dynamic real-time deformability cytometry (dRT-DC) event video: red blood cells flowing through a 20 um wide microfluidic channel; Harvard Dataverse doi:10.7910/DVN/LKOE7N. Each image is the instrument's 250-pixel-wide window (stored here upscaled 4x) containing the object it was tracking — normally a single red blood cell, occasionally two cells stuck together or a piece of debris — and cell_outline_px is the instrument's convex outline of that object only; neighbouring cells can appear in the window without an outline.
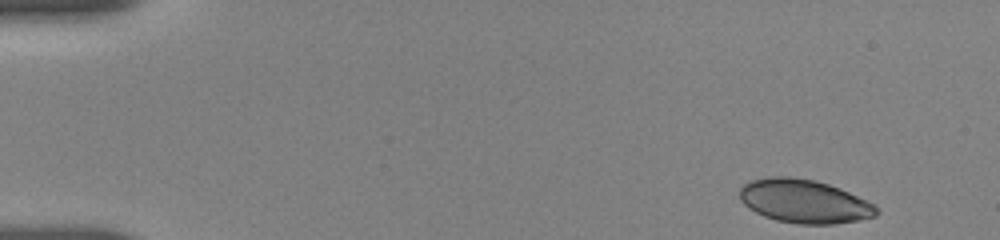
{"species": "human", "species_latin": "Homo sapiens", "temperature_condition": "room temperature", "stored_images_in_passage": 51, "camera_frame_rate_fps": 3000, "um_per_image_px": 0.085, "donor": {"sex": "female"}, "frame": {"image": 1, "passage_image": 1, "time_ms": 0.0, "image_size_px": [1000, 240], "cell_outline_px": [[880, 212], [876, 216], [856, 220], [832, 224], [796, 224], [776, 220], [764, 216], [748, 208], [740, 200], [740, 188], [744, 184], [752, 180], [768, 176], [788, 176], [816, 180], [840, 188], [876, 204], [880, 208]], "centroid_in_image_um": [68.38, 17.1], "position_along_channel_um": 16.6, "area_um2": 34.97}}
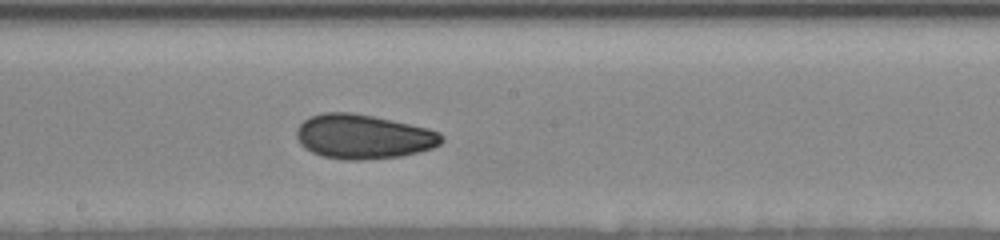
{"frame": {"image": 2, "passage_image": 27, "time_ms": 8.667, "image_size_px": [1000, 240], "cell_outline_px": [[444, 140], [440, 144], [432, 148], [420, 152], [400, 156], [360, 160], [348, 160], [324, 156], [312, 152], [304, 148], [300, 144], [296, 136], [296, 128], [304, 120], [312, 116], [324, 112], [352, 112], [392, 120], [428, 128], [440, 132], [444, 136]], "centroid_in_image_um": [30.89, 11.61], "position_along_channel_um": 217.3, "area_um2": 37.57}}
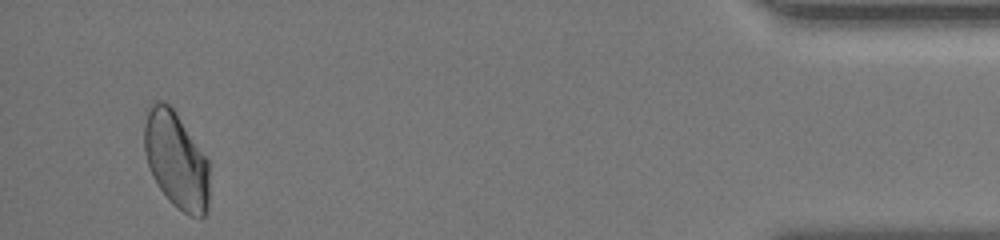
{"frame": {"image": 3, "passage_image": 49, "time_ms": 16.0, "image_size_px": [1000, 240], "cell_outline_px": [[208, 208], [204, 216], [200, 220], [188, 216], [172, 204], [168, 200], [152, 176], [148, 168], [144, 152], [144, 124], [148, 112], [152, 104], [156, 100], [160, 100], [168, 104], [176, 112], [208, 160]], "centroid_in_image_um": [14.97, 13.66], "position_along_channel_um": 420.2, "area_um2": 36.82}, "authors_computed_cell_mechanics": {"area_um2": 36.414, "velocity_mm_per_s": 3.6691, "shape_relaxation_time_tau1_ms": 11.242, "shape_relaxation_time_tau2_ms": 2.8557, "deformation_change_tau1": 0.1758, "deformation_change_tau2": 0.0575}}